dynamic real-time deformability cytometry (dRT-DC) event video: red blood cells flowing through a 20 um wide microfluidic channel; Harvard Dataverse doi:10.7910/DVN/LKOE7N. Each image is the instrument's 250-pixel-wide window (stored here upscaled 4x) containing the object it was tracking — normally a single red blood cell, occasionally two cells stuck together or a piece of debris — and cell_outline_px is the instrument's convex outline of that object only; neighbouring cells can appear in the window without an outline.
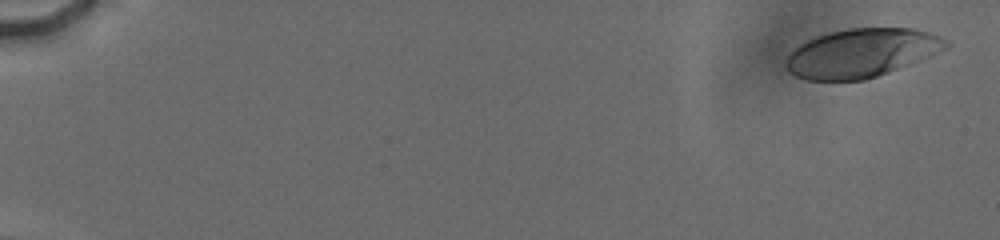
{"species": "human", "species_latin": "Homo sapiens", "temperature_condition": "cold", "stored_images_in_passage": 26, "camera_frame_rate_fps": 3000, "um_per_image_px": 0.085, "donor": {"sex": "male"}, "frame": {"image": 1, "passage_image": 3, "time_ms": 0.333, "image_size_px": [1000, 240], "cell_outline_px": [[952, 44], [948, 48], [888, 72], [864, 80], [808, 80], [796, 76], [788, 72], [784, 64], [784, 60], [788, 52], [792, 48], [816, 36], [848, 28], [912, 28], [928, 32], [940, 36], [948, 40]], "centroid_in_image_um": [73.18, 4.5], "position_along_channel_um": 11.8, "area_um2": 45.37}}